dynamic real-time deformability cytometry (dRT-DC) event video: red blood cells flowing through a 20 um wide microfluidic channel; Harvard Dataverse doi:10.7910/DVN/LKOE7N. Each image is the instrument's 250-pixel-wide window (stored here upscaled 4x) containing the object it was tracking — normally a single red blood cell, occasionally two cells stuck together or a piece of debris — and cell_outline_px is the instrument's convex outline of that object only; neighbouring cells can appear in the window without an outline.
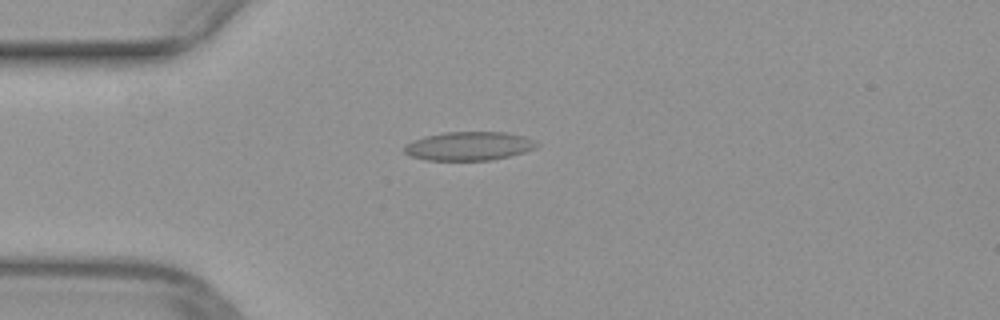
{"species": "common noctule bat (a hibernating species)", "species_latin": "Nyctalus noctula", "temperature_condition": "warm", "stored_images_in_passage": 40, "camera_frame_rate_fps": 3000, "um_per_image_px": 0.085, "animal": {"sex": "female", "body_mass_g": 29.2, "forearm_length_mm": 56.3}, "frame": {"image": 1, "passage_image": 3, "time_ms": 0.667, "image_size_px": [1000, 320], "cell_outline_px": [[540, 144], [536, 148], [524, 152], [492, 160], [428, 160], [412, 156], [404, 152], [404, 144], [412, 140], [424, 136], [444, 132], [508, 132], [524, 136], [536, 140]], "centroid_in_image_um": [39.88, 12.4], "position_along_channel_um": 45.1, "area_um2": 22.31}}
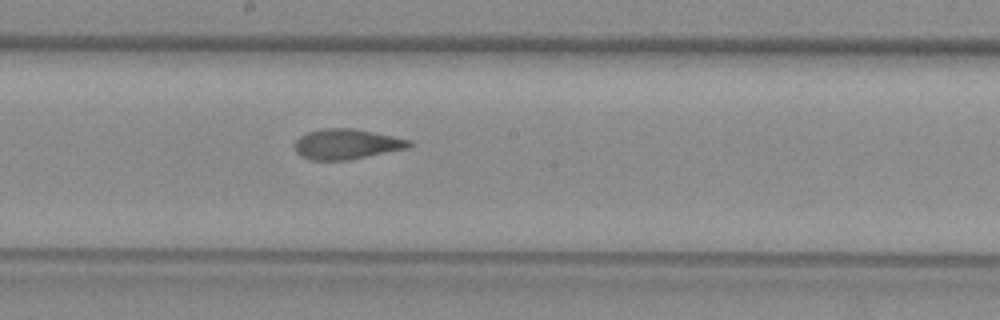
{"frame": {"image": 2, "passage_image": 17, "time_ms": 5.333, "image_size_px": [1000, 320], "cell_outline_px": [[412, 144], [408, 148], [348, 160], [308, 160], [300, 156], [296, 152], [296, 140], [300, 136], [308, 132], [324, 128], [352, 128], [412, 140]], "centroid_in_image_um": [29.45, 12.25], "position_along_channel_um": 218.8, "area_um2": 20.06}}
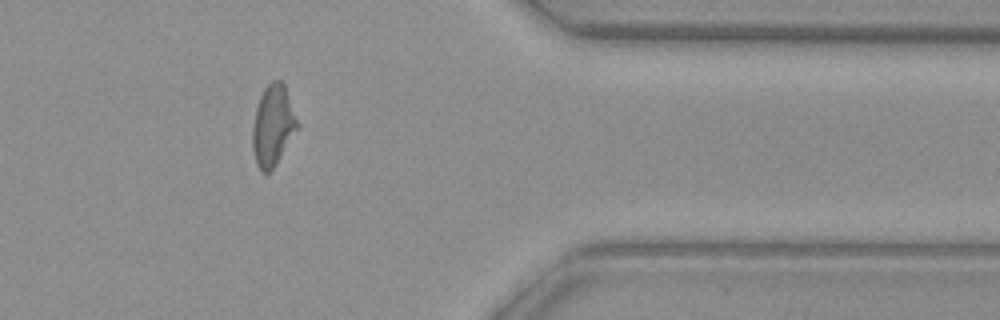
{"frame": {"image": 3, "passage_image": 31, "time_ms": 10.0, "image_size_px": [1000, 320], "cell_outline_px": [[300, 128], [276, 164], [268, 172], [260, 172], [256, 164], [252, 148], [252, 128], [256, 108], [260, 96], [264, 88], [272, 80], [280, 80], [284, 84]], "centroid_in_image_um": [23.2, 10.69], "position_along_channel_um": 388.2, "area_um2": 21.21}}